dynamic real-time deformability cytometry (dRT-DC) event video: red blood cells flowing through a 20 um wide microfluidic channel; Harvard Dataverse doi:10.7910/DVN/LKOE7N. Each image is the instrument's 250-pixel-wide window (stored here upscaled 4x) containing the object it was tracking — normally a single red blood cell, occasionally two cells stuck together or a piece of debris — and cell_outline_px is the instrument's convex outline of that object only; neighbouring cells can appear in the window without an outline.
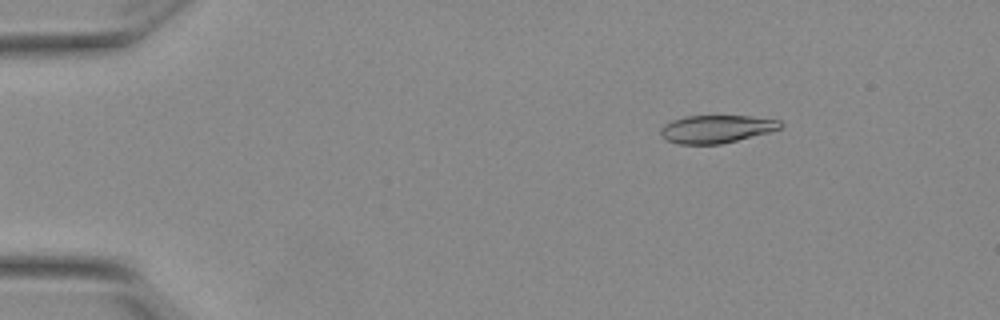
{"species": "Egyptian fruit bat (a non-hibernating species)", "species_latin": "Rousettus aegyptiacus", "temperature_condition": "warm", "stored_images_in_passage": 52, "camera_frame_rate_fps": 3000, "um_per_image_px": 0.085, "animal": {"sex": "female"}, "frame": {"image": 1, "passage_image": 6, "time_ms": 1.667, "image_size_px": [1000, 320], "cell_outline_px": [[784, 124], [780, 128], [772, 132], [720, 144], [680, 144], [664, 140], [660, 136], [660, 128], [664, 124], [672, 120], [684, 116], [748, 116], [780, 120]], "centroid_in_image_um": [60.88, 10.97], "position_along_channel_um": 24.1, "area_um2": 19.65}}
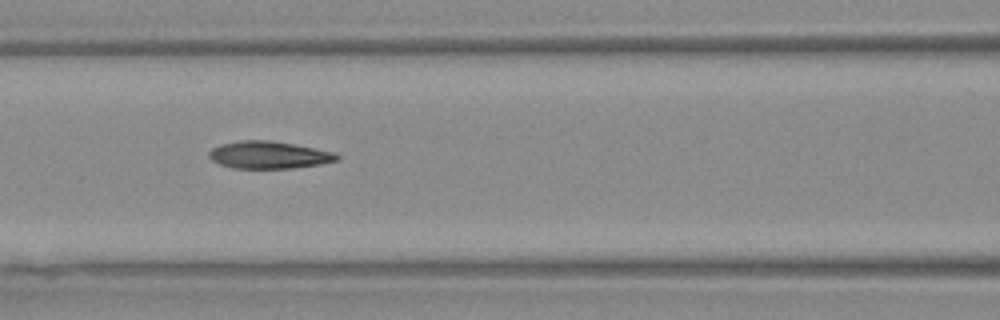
{"frame": {"image": 2, "passage_image": 22, "time_ms": 7.0, "image_size_px": [1000, 320], "cell_outline_px": [[340, 160], [320, 164], [292, 168], [232, 168], [220, 164], [212, 160], [208, 156], [208, 152], [212, 148], [220, 144], [240, 140], [272, 140], [316, 148], [336, 152], [340, 156]], "centroid_in_image_um": [22.87, 13.16], "position_along_channel_um": 143.7, "area_um2": 20.58}}
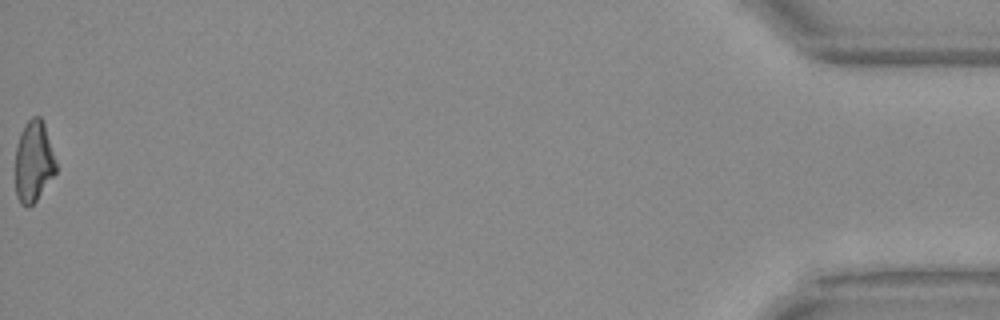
{"frame": {"image": 3, "passage_image": 52, "time_ms": 17.0, "image_size_px": [1000, 320], "cell_outline_px": [[56, 172], [36, 200], [28, 208], [20, 204], [16, 196], [16, 144], [20, 132], [24, 124], [32, 116], [40, 116], [44, 120], [56, 164]], "centroid_in_image_um": [2.84, 13.7], "position_along_channel_um": 432.4, "area_um2": 19.31}, "authors_computed_cell_mechanics": {"area_um2": 20.2878, "velocity_mm_per_s": 3.8558, "shape_relaxation_time_tau1_ms": 4.8839, "shape_relaxation_time_tau2_ms": 2.9278, "deformation_change_tau1": 0.1933, "deformation_change_tau2": 0.1156}}